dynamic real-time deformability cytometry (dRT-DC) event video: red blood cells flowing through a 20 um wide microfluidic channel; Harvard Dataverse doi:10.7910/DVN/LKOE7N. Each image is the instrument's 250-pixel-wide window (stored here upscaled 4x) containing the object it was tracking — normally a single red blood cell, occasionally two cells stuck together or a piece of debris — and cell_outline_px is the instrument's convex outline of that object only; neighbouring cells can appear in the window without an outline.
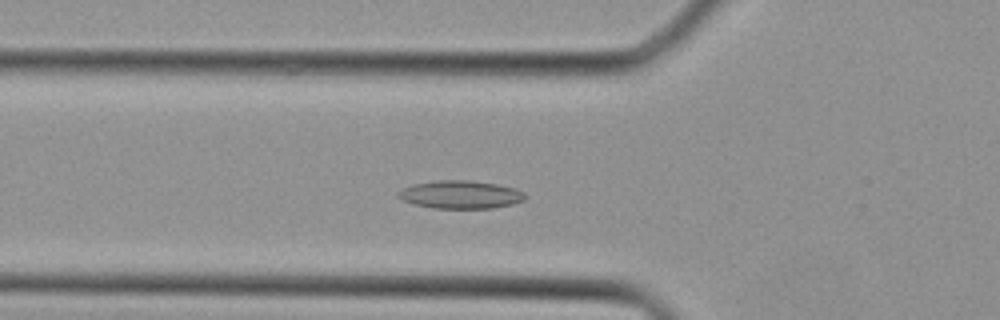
{"species": "Egyptian fruit bat (a non-hibernating species)", "species_latin": "Rousettus aegyptiacus", "temperature_condition": "cold", "stored_images_in_passage": 37, "camera_frame_rate_fps": 3000, "um_per_image_px": 0.085, "animal": {"sex": "female"}, "frame": {"image": 1, "passage_image": 11, "time_ms": 3.333, "image_size_px": [1000, 320], "cell_outline_px": [[528, 196], [524, 200], [512, 204], [492, 208], [432, 208], [400, 200], [396, 196], [396, 192], [412, 184], [436, 180], [472, 180], [496, 184], [512, 188], [524, 192]], "centroid_in_image_um": [39.11, 16.53], "position_along_channel_um": 86.7, "area_um2": 20.81}}
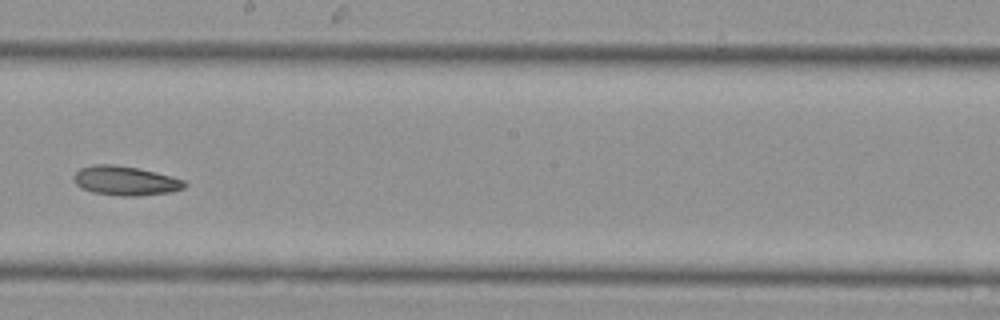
{"frame": {"image": 2, "passage_image": 20, "time_ms": 6.333, "image_size_px": [1000, 320], "cell_outline_px": [[188, 184], [184, 188], [172, 192], [136, 196], [120, 196], [92, 192], [80, 188], [76, 184], [76, 172], [80, 168], [92, 164], [116, 164], [156, 172], [172, 176], [184, 180]], "centroid_in_image_um": [10.69, 15.36], "position_along_channel_um": 237.5, "area_um2": 18.96}}
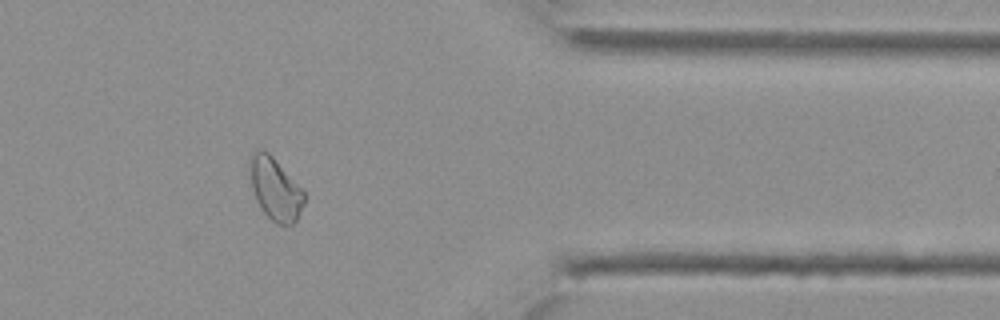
{"frame": {"image": 3, "passage_image": 30, "time_ms": 9.667, "image_size_px": [1000, 320], "cell_outline_px": [[304, 204], [296, 220], [292, 224], [276, 224], [264, 212], [256, 200], [252, 188], [248, 160], [252, 152], [256, 148], [260, 148], [268, 152], [272, 156], [304, 192]], "centroid_in_image_um": [23.35, 16.02], "position_along_channel_um": 388.0, "area_um2": 19.54}}